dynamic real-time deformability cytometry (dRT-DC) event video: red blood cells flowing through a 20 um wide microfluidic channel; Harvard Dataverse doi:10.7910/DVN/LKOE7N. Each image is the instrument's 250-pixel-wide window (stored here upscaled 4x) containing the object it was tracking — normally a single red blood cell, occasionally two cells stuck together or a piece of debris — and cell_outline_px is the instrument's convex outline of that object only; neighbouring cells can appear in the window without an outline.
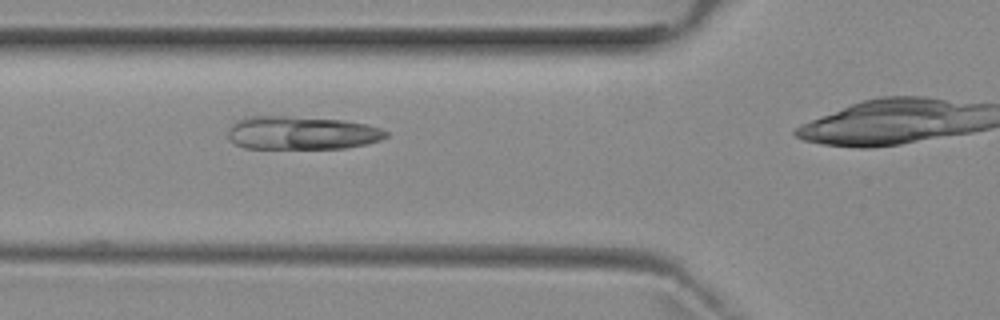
{"species": "common noctule bat (a hibernating species)", "species_latin": "Nyctalus noctula", "temperature_condition": "room temperature", "stored_images_in_passage": 3, "camera_frame_rate_fps": 3000, "um_per_image_px": 0.085, "animal": {"sex": "female", "body_mass_g": 29.2, "forearm_length_mm": 56.3}, "frame": {"image": 1, "passage_image": 2, "time_ms": 1.0, "image_size_px": [1000, 320], "cell_outline_px": [[388, 136], [380, 140], [364, 144], [344, 148], [244, 148], [236, 144], [228, 136], [228, 128], [236, 120], [244, 116], [284, 116], [344, 120], [364, 124], [380, 128], [388, 132]], "centroid_in_image_um": [25.6, 11.29], "position_along_channel_um": 100.2, "area_um2": 30.58}}